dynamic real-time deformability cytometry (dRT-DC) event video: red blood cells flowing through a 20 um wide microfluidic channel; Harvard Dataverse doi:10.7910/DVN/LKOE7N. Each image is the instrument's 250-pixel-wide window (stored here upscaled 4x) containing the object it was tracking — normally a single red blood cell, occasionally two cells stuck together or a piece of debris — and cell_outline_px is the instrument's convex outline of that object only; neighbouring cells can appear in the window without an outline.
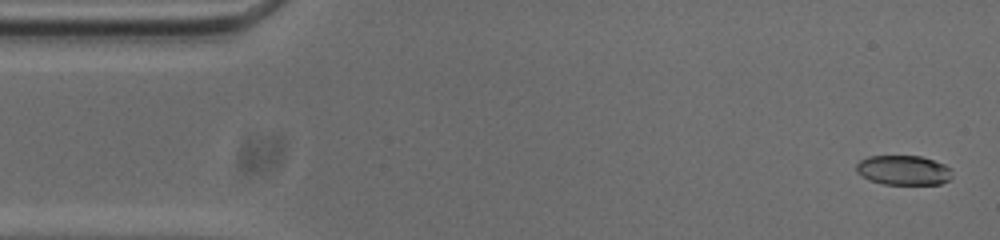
{"species": "common noctule bat (a hibernating species)", "species_latin": "Nyctalus noctula", "temperature_condition": "cold", "stored_images_in_passage": 54, "camera_frame_rate_fps": 3000, "um_per_image_px": 0.085, "animal": {"sex": "male", "body_mass_g": 20.0, "forearm_length_mm": 53.3}, "frame": {"image": 1, "passage_image": 2, "time_ms": 0.333, "image_size_px": [1000, 240], "cell_outline_px": [[952, 176], [948, 180], [940, 184], [884, 184], [868, 180], [856, 172], [856, 164], [860, 160], [868, 156], [920, 156], [944, 164], [952, 168]], "centroid_in_image_um": [76.78, 14.47], "position_along_channel_um": 8.2, "area_um2": 16.65}}
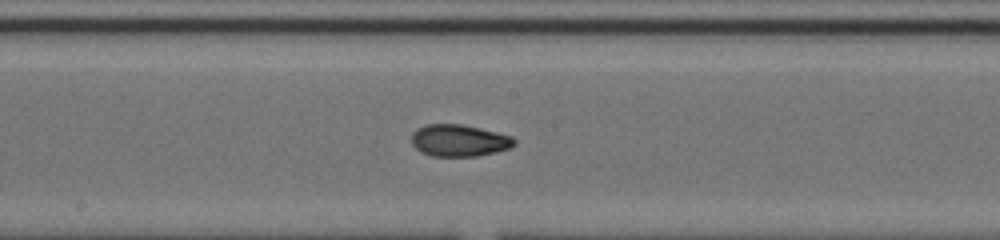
{"frame": {"image": 2, "passage_image": 27, "time_ms": 8.667, "image_size_px": [1000, 240], "cell_outline_px": [[516, 144], [508, 148], [496, 152], [476, 156], [432, 156], [420, 152], [412, 144], [412, 132], [416, 128], [428, 124], [460, 124], [480, 128], [512, 136], [516, 140]], "centroid_in_image_um": [39.01, 11.94], "position_along_channel_um": 209.2, "area_um2": 19.13}}
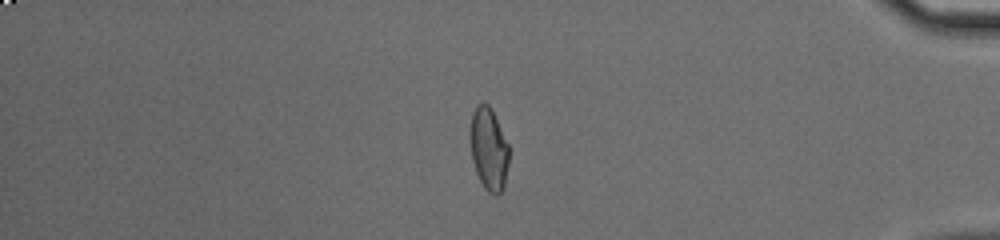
{"frame": {"image": 3, "passage_image": 45, "time_ms": 14.667, "image_size_px": [1000, 240], "cell_outline_px": [[508, 164], [504, 188], [496, 196], [488, 192], [484, 188], [476, 172], [472, 160], [468, 136], [468, 132], [472, 112], [476, 104], [488, 104], [492, 108], [508, 144]], "centroid_in_image_um": [41.51, 12.64], "position_along_channel_um": 393.7, "area_um2": 19.07}, "authors_computed_cell_mechanics": {"area_um2": 18.785, "velocity_mm_per_s": 3.7448, "shape_relaxation_time_tau1_ms": 5.2965, "shape_relaxation_time_tau2_ms": 2.2808, "deformation_change_tau1": 0.1897, "deformation_change_tau2": 0.0701}}